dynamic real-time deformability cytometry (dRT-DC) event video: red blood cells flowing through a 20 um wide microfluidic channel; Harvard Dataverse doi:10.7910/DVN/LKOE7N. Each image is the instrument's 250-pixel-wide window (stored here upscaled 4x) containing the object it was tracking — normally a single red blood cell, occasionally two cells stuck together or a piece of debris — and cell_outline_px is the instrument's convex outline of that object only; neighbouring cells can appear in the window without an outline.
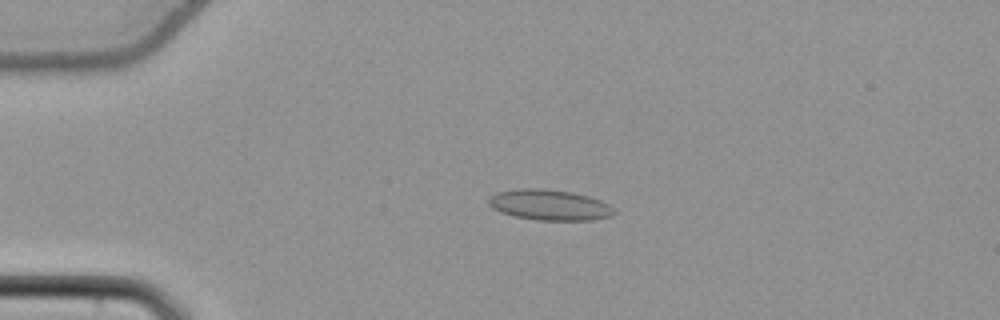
{"species": "common noctule bat (a hibernating species)", "species_latin": "Nyctalus noctula", "temperature_condition": "cold", "stored_images_in_passage": 56, "camera_frame_rate_fps": 3000, "um_per_image_px": 0.085, "animal": {"sex": "female", "body_mass_g": 22.7, "forearm_length_mm": 54.2}, "frame": {"image": 1, "passage_image": 14, "time_ms": 4.333, "image_size_px": [1000, 320], "cell_outline_px": [[616, 212], [612, 216], [592, 220], [536, 220], [516, 216], [500, 212], [492, 208], [488, 204], [488, 196], [496, 192], [516, 188], [544, 188], [572, 192], [588, 196], [600, 200], [616, 208]], "centroid_in_image_um": [46.7, 17.41], "position_along_channel_um": 38.3, "area_um2": 22.72}}
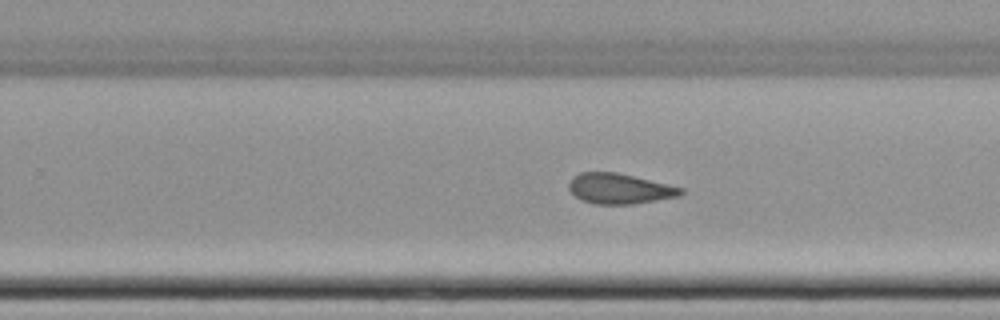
{"frame": {"image": 2, "passage_image": 36, "time_ms": 11.667, "image_size_px": [1000, 320], "cell_outline_px": [[684, 192], [680, 196], [632, 204], [596, 204], [580, 200], [568, 188], [568, 184], [572, 176], [580, 172], [616, 172], [668, 184], [684, 188]], "centroid_in_image_um": [52.65, 16.03], "position_along_channel_um": 277.2, "area_um2": 19.83}}
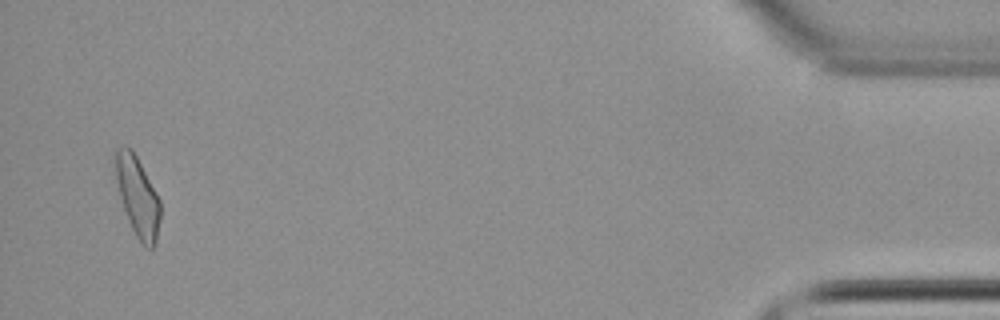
{"frame": {"image": 3, "passage_image": 54, "time_ms": 17.667, "image_size_px": [1000, 320], "cell_outline_px": [[160, 220], [156, 244], [152, 248], [144, 248], [136, 236], [128, 220], [120, 196], [112, 160], [112, 152], [116, 148], [132, 148], [156, 192], [160, 200]], "centroid_in_image_um": [11.68, 16.69], "position_along_channel_um": 423.5, "area_um2": 21.04}, "authors_computed_cell_mechanics": {"area_um2": 20.7502, "velocity_mm_per_s": 3.8101, "shape_relaxation_time_tau1_ms": null, "shape_relaxation_time_tau2_ms": 2.2452, "deformation_change_tau1": null, "deformation_change_tau2": 0.0967}}